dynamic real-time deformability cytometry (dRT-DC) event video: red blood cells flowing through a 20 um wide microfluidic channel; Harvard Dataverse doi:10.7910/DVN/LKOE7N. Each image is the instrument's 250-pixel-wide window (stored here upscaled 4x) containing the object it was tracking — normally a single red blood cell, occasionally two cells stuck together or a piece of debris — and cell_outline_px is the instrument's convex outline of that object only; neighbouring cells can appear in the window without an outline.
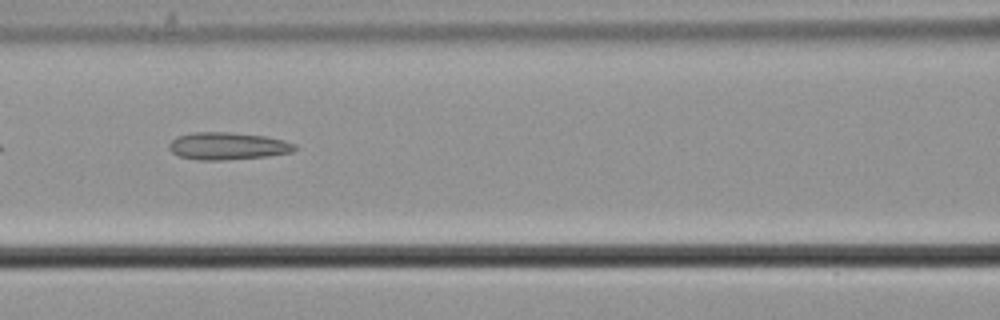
{"species": "common noctule bat (a hibernating species)", "species_latin": "Nyctalus noctula", "temperature_condition": "cold", "stored_images_in_passage": 36, "camera_frame_rate_fps": 3000, "um_per_image_px": 0.085, "animal": {"sex": "male", "body_mass_g": 21.5, "forearm_length_mm": 52.0}, "frame": {"image": 1, "passage_image": 5, "time_ms": 1.333, "image_size_px": [1000, 320], "cell_outline_px": [[296, 148], [292, 152], [268, 156], [224, 160], [196, 160], [180, 156], [172, 152], [168, 148], [168, 144], [176, 136], [192, 132], [228, 132], [264, 136], [284, 140], [296, 144]], "centroid_in_image_um": [19.33, 12.41], "position_along_channel_um": 147.3, "area_um2": 20.11}}
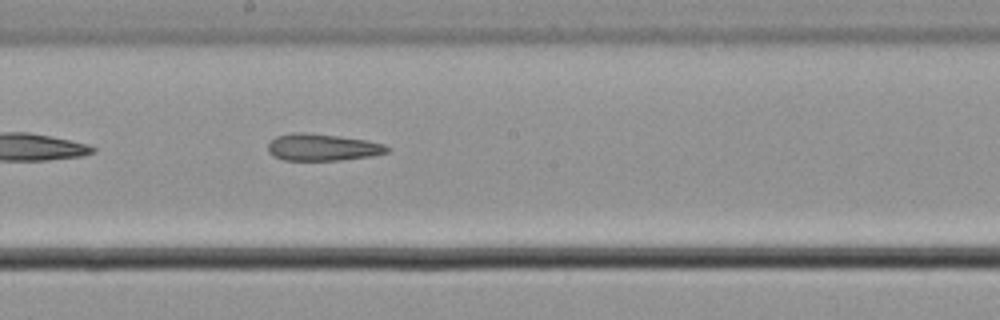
{"frame": {"image": 2, "passage_image": 11, "time_ms": 3.333, "image_size_px": [1000, 320], "cell_outline_px": [[388, 152], [372, 156], [340, 160], [284, 160], [272, 156], [268, 152], [268, 144], [276, 136], [292, 132], [304, 132], [340, 136], [364, 140], [384, 144], [388, 148]], "centroid_in_image_um": [27.36, 12.52], "position_along_channel_um": 220.8, "area_um2": 18.67}}
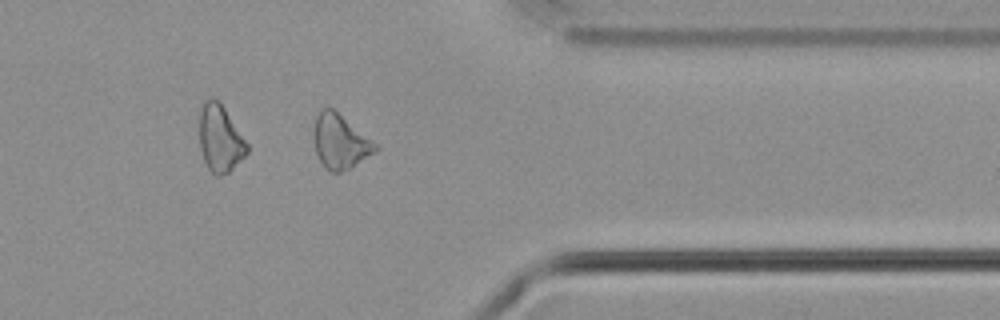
{"frame": {"image": 3, "passage_image": 25, "time_ms": 8.0, "image_size_px": [1000, 320], "cell_outline_px": [[376, 152], [348, 168], [340, 172], [332, 172], [324, 168], [316, 152], [312, 132], [316, 116], [324, 108], [332, 108], [376, 144]], "centroid_in_image_um": [28.86, 12.04], "position_along_channel_um": 382.5, "area_um2": 18.96}}